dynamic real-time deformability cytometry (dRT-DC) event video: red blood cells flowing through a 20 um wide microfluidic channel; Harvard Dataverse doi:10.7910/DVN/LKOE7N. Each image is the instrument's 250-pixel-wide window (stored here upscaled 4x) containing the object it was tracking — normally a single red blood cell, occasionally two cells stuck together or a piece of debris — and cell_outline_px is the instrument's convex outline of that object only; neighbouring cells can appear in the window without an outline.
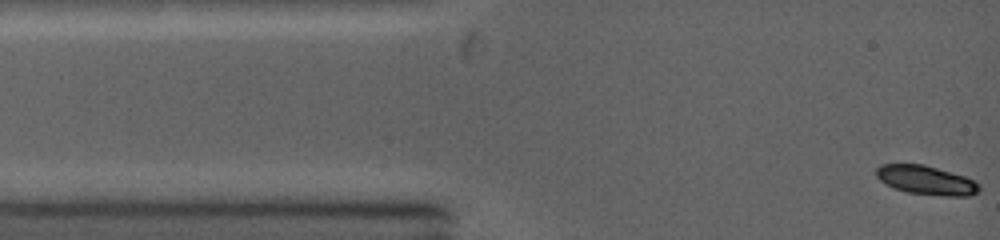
{"species": "common noctule bat (a hibernating species)", "species_latin": "Nyctalus noctula", "temperature_condition": "warm", "stored_images_in_passage": 6, "camera_frame_rate_fps": 5000, "um_per_image_px": 0.085, "animal": {"sex": "female", "body_mass_g": 19.0, "forearm_length_mm": 53.3}, "frame": {"image": 1, "passage_image": 1, "time_ms": 0.0, "image_size_px": [1000, 240], "cell_outline_px": [[980, 192], [968, 196], [944, 196], [908, 192], [892, 188], [880, 180], [876, 176], [876, 168], [880, 164], [924, 164], [964, 176], [980, 184]], "centroid_in_image_um": [78.72, 15.32], "position_along_channel_um": 6.3, "area_um2": 17.46}}
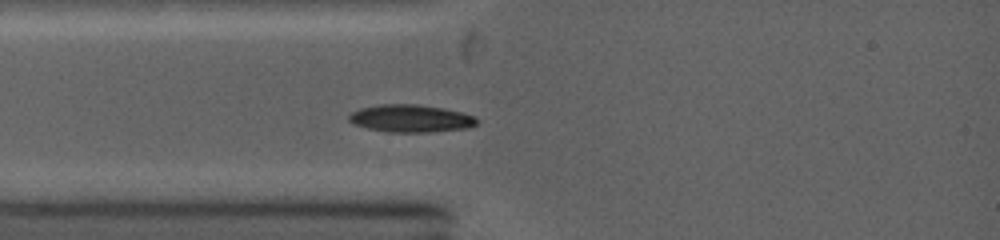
{"frame": {"image": 2, "passage_image": 6, "time_ms": 2.4, "image_size_px": [1000, 240], "cell_outline_px": [[480, 120], [476, 124], [468, 128], [428, 132], [388, 132], [368, 128], [352, 124], [348, 120], [348, 116], [352, 112], [360, 108], [380, 104], [416, 104], [440, 108], [460, 112], [476, 116]], "centroid_in_image_um": [34.9, 10.07], "position_along_channel_um": 50.1, "area_um2": 20.52}}